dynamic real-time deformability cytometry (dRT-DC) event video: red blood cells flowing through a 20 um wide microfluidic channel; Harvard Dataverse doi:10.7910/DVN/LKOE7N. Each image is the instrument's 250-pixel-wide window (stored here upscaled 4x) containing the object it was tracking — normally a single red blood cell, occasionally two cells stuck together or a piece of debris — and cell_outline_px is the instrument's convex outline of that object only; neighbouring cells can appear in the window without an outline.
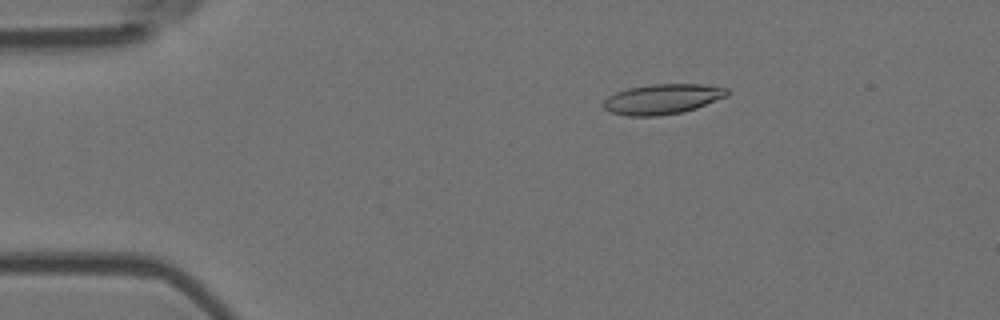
{"species": "Egyptian fruit bat (a non-hibernating species)", "species_latin": "Rousettus aegyptiacus", "temperature_condition": "room temperature", "stored_images_in_passage": 56, "camera_frame_rate_fps": 3000, "um_per_image_px": 0.085, "animal": {"sex": "female"}, "frame": {"image": 1, "passage_image": 10, "time_ms": 3.0, "image_size_px": [1000, 320], "cell_outline_px": [[728, 96], [696, 108], [684, 112], [660, 116], [628, 116], [612, 112], [604, 108], [600, 104], [608, 96], [616, 92], [628, 88], [652, 84], [704, 84], [728, 88]], "centroid_in_image_um": [56.31, 8.42], "position_along_channel_um": 28.7, "area_um2": 21.91}}
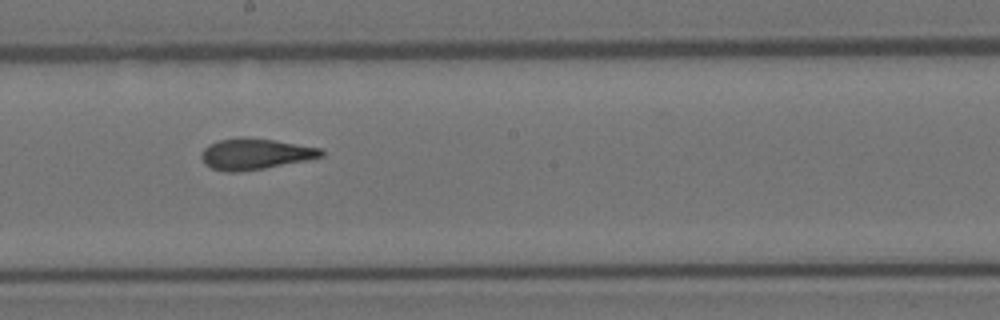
{"frame": {"image": 2, "passage_image": 31, "time_ms": 10.0, "image_size_px": [1000, 320], "cell_outline_px": [[324, 156], [264, 168], [240, 172], [224, 172], [212, 168], [204, 164], [200, 156], [200, 152], [208, 144], [220, 140], [240, 136], [276, 140], [320, 148], [324, 152]], "centroid_in_image_um": [21.62, 13.08], "position_along_channel_um": 226.6, "area_um2": 21.73}}
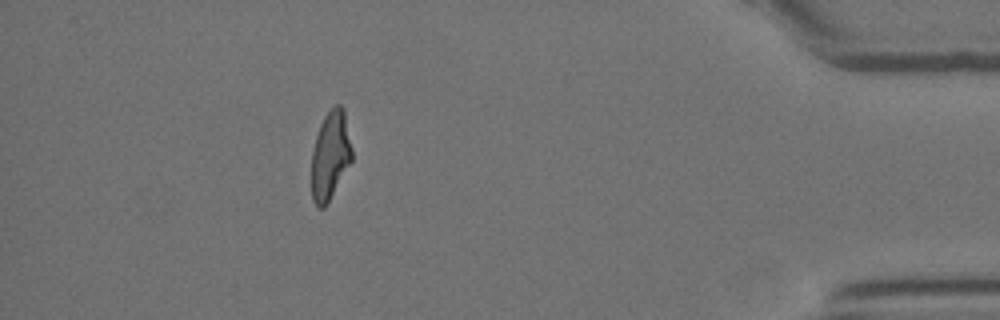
{"frame": {"image": 3, "passage_image": 50, "time_ms": 16.333, "image_size_px": [1000, 320], "cell_outline_px": [[352, 160], [328, 204], [324, 208], [316, 208], [312, 200], [312, 152], [316, 136], [320, 124], [324, 116], [336, 104], [340, 104], [344, 108], [352, 148]], "centroid_in_image_um": [28.08, 13.24], "position_along_channel_um": 407.1, "area_um2": 21.04}, "authors_computed_cell_mechanics": {"area_um2": 21.5594, "velocity_mm_per_s": 3.6709, "shape_relaxation_time_tau1_ms": null, "shape_relaxation_time_tau2_ms": 1.2801, "deformation_change_tau1": null, "deformation_change_tau2": 0.0935}}